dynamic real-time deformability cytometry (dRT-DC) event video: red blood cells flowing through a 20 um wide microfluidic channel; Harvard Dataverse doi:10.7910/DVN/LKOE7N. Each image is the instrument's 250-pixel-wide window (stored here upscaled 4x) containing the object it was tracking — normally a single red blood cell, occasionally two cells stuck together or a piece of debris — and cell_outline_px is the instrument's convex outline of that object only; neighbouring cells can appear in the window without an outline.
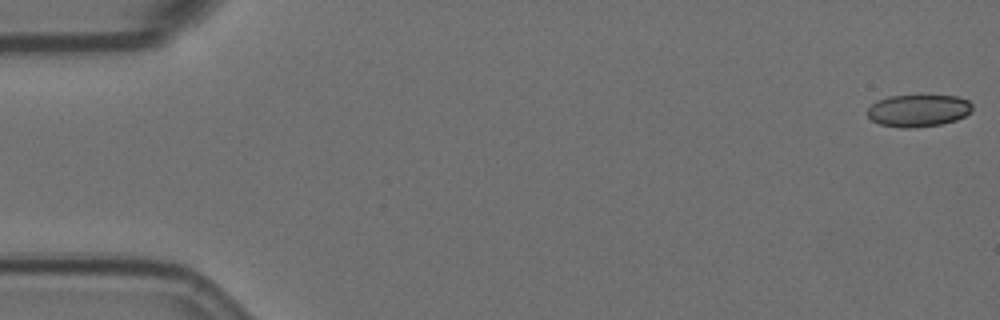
{"species": "Egyptian fruit bat (a non-hibernating species)", "species_latin": "Rousettus aegyptiacus", "temperature_condition": "room temperature", "stored_images_in_passage": 58, "camera_frame_rate_fps": 3000, "um_per_image_px": 0.085, "animal": {"sex": "female"}, "frame": {"image": 1, "passage_image": 1, "time_ms": 0.0, "image_size_px": [1000, 320], "cell_outline_px": [[972, 112], [956, 120], [940, 124], [912, 128], [900, 128], [880, 124], [872, 120], [868, 116], [868, 108], [876, 100], [888, 96], [956, 96], [968, 100], [972, 104]], "centroid_in_image_um": [78.05, 9.4], "position_along_channel_um": 6.9, "area_um2": 19.65}}
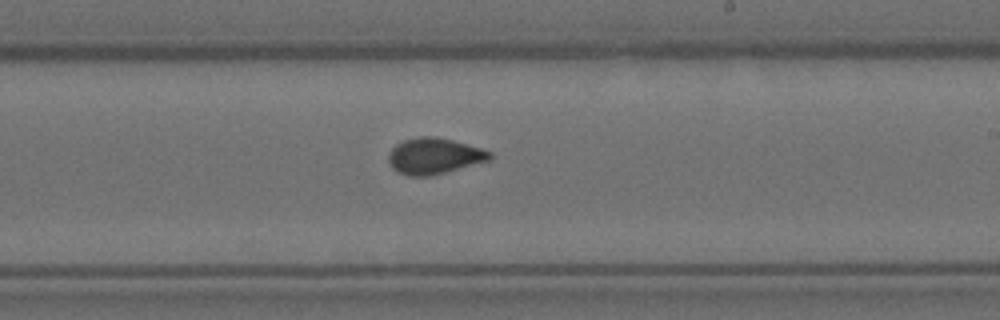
{"frame": {"image": 2, "passage_image": 34, "time_ms": 11.0, "image_size_px": [1000, 320], "cell_outline_px": [[492, 156], [488, 160], [432, 176], [408, 176], [396, 172], [392, 168], [388, 160], [388, 156], [392, 148], [396, 144], [404, 140], [420, 136], [436, 136], [452, 140], [480, 148], [492, 152]], "centroid_in_image_um": [36.86, 13.26], "position_along_channel_um": 252.1, "area_um2": 21.21}}
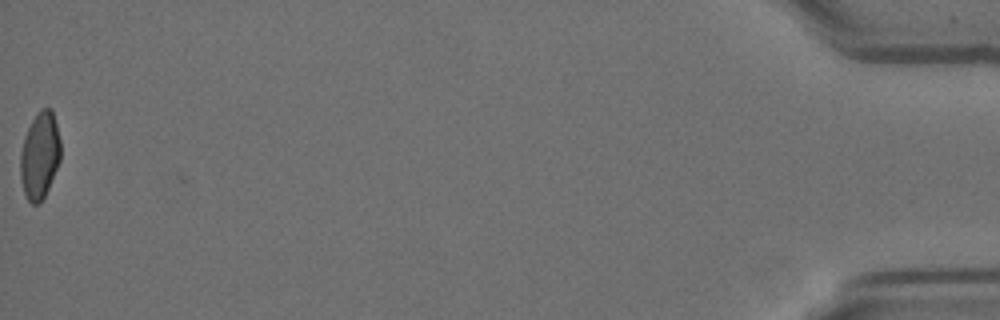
{"frame": {"image": 3, "passage_image": 58, "time_ms": 19.0, "image_size_px": [1000, 320], "cell_outline_px": [[60, 160], [48, 188], [44, 196], [36, 204], [32, 204], [28, 200], [24, 192], [20, 176], [20, 152], [24, 136], [32, 120], [40, 108], [52, 108], [60, 140]], "centroid_in_image_um": [3.37, 13.18], "position_along_channel_um": 431.8, "area_um2": 20.23}, "authors_computed_cell_mechanics": {"area_um2": 20.7502, "velocity_mm_per_s": 3.5293, "shape_relaxation_time_tau1_ms": null, "shape_relaxation_time_tau2_ms": 0.9071, "deformation_change_tau1": null, "deformation_change_tau2": 0.0542}}